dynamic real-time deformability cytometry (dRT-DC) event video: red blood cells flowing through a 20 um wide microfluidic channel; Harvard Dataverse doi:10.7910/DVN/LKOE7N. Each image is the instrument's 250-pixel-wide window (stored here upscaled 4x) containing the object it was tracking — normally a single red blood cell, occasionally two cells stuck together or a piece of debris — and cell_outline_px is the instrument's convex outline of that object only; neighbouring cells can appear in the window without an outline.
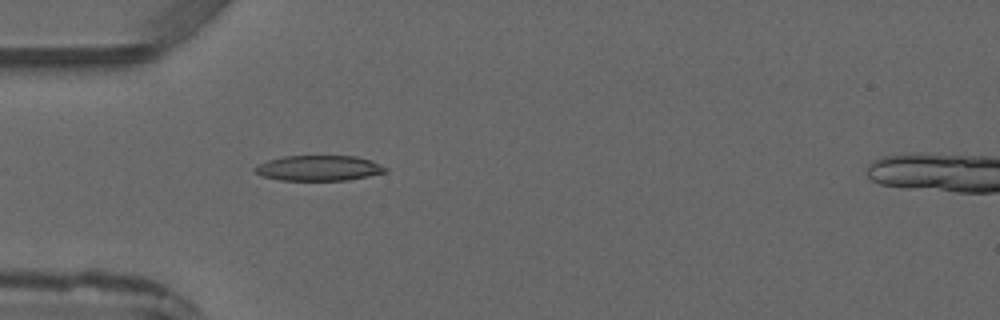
{"species": "common noctule bat (a hibernating species)", "species_latin": "Nyctalus noctula", "temperature_condition": "warm", "stored_images_in_passage": 3, "camera_frame_rate_fps": 3000, "um_per_image_px": 0.085, "animal": {"sex": "male", "forearm_length_mm": 52.5}, "frame": {"image": 1, "passage_image": 3, "time_ms": 2.333, "image_size_px": [1000, 320], "cell_outline_px": [[388, 172], [348, 180], [280, 180], [264, 176], [256, 172], [252, 168], [268, 160], [284, 156], [356, 156], [372, 160], [388, 168]], "centroid_in_image_um": [27.15, 14.28], "position_along_channel_um": 57.9, "area_um2": 19.25}}